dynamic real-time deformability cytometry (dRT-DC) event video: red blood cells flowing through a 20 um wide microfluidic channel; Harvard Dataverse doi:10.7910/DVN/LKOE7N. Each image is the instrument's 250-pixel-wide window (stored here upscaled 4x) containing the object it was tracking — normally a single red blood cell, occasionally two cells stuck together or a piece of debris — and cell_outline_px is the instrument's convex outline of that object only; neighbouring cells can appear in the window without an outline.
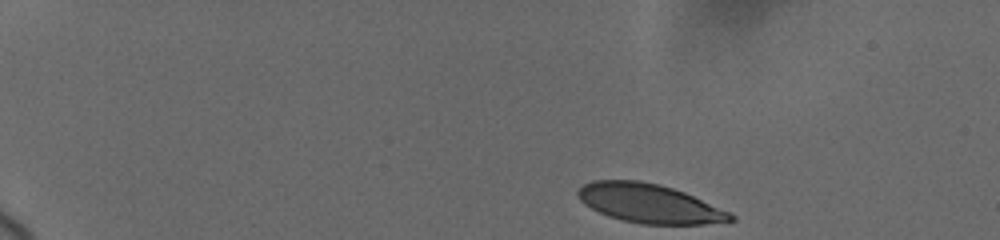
{"species": "human", "species_latin": "Homo sapiens", "temperature_condition": "cold", "stored_images_in_passage": 7, "camera_frame_rate_fps": 3000, "um_per_image_px": 0.085, "donor": {"sex": "female"}, "frame": {"image": 1, "passage_image": 1, "time_ms": 0.0, "image_size_px": [1000, 240], "cell_outline_px": [[736, 220], [704, 224], [640, 224], [620, 220], [608, 216], [584, 204], [576, 196], [576, 192], [584, 184], [592, 180], [640, 180], [660, 184], [684, 192], [728, 212], [736, 216]], "centroid_in_image_um": [55.15, 17.29], "position_along_channel_um": 29.9, "area_um2": 34.56}}